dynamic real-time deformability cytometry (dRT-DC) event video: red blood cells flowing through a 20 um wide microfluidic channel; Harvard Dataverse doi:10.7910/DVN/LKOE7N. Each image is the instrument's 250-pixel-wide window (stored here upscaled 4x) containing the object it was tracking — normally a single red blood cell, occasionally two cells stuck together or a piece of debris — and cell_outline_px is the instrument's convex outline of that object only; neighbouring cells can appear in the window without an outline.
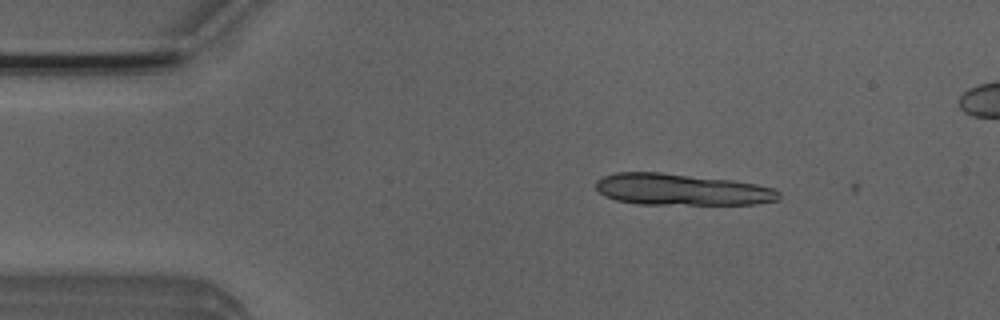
{"species": "Egyptian fruit bat (a non-hibernating species)", "species_latin": "Rousettus aegyptiacus", "temperature_condition": "room temperature", "stored_images_in_passage": 4, "camera_frame_rate_fps": 3000, "um_per_image_px": 0.085, "animal": {"sex": "male"}, "frame": {"image": 1, "passage_image": 3, "time_ms": 0.667, "image_size_px": [1000, 320], "cell_outline_px": [[780, 200], [756, 204], [636, 204], [616, 200], [604, 196], [596, 188], [596, 180], [604, 176], [616, 172], [660, 172], [732, 180], [756, 184], [776, 188], [780, 192]], "centroid_in_image_um": [57.95, 16.11], "position_along_channel_um": 27.0, "area_um2": 33.81}}